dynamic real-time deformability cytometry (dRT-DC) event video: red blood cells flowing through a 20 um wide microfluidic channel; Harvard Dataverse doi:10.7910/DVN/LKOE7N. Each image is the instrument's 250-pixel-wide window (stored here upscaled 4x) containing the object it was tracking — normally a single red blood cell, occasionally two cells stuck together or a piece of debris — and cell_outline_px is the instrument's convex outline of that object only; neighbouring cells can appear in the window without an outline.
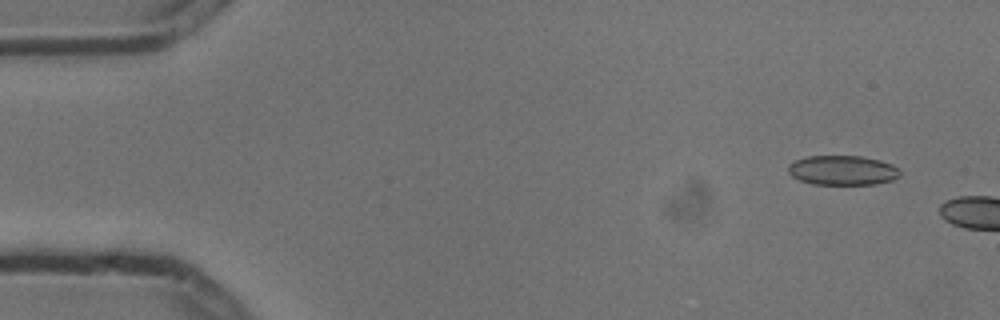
{"species": "common noctule bat (a hibernating species)", "species_latin": "Nyctalus noctula", "temperature_condition": "cold", "stored_images_in_passage": 3, "camera_frame_rate_fps": 3000, "um_per_image_px": 0.085, "animal": {"sex": "male", "body_mass_g": 13.3}, "frame": {"image": 1, "passage_image": 1, "time_ms": 0.0, "image_size_px": [1000, 320], "cell_outline_px": [[900, 176], [892, 180], [876, 184], [812, 184], [800, 180], [792, 176], [788, 172], [788, 164], [796, 160], [808, 156], [864, 156], [880, 160], [892, 164], [900, 172]], "centroid_in_image_um": [71.61, 14.47], "position_along_channel_um": 13.4, "area_um2": 19.31}}